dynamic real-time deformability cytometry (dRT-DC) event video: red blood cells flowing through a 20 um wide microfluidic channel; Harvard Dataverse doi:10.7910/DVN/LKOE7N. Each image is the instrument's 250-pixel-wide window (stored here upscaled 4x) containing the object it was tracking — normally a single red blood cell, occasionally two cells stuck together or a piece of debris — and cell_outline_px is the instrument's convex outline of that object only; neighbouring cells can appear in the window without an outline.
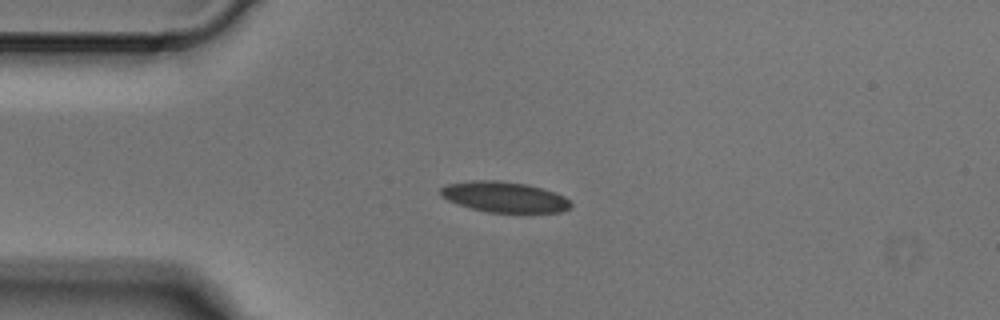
{"species": "Egyptian fruit bat (a non-hibernating species)", "species_latin": "Rousettus aegyptiacus", "temperature_condition": "cold", "stored_images_in_passage": 6, "camera_frame_rate_fps": 3000, "um_per_image_px": 0.085, "animal": {"sex": "male"}, "frame": {"image": 1, "passage_image": 4, "time_ms": 1.0, "image_size_px": [1000, 320], "cell_outline_px": [[572, 204], [568, 208], [560, 212], [488, 212], [472, 208], [448, 200], [440, 196], [440, 188], [448, 184], [472, 180], [496, 180], [528, 184], [564, 196]], "centroid_in_image_um": [42.84, 16.73], "position_along_channel_um": 42.2, "area_um2": 22.89}}
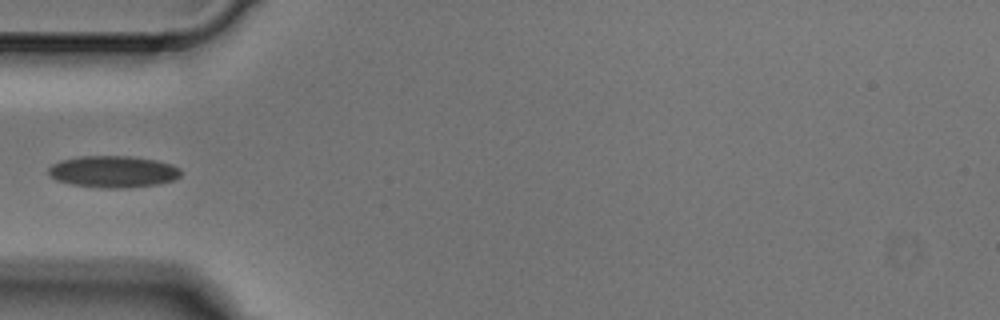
{"frame": {"image": 2, "passage_image": 5, "time_ms": 1.333, "image_size_px": [1000, 320], "cell_outline_px": [[180, 176], [172, 180], [156, 184], [128, 188], [100, 188], [72, 184], [56, 180], [48, 172], [48, 168], [52, 164], [60, 160], [80, 156], [128, 156], [156, 160], [172, 164], [180, 168]], "centroid_in_image_um": [9.6, 14.59], "position_along_channel_um": 75.4, "area_um2": 24.45}}
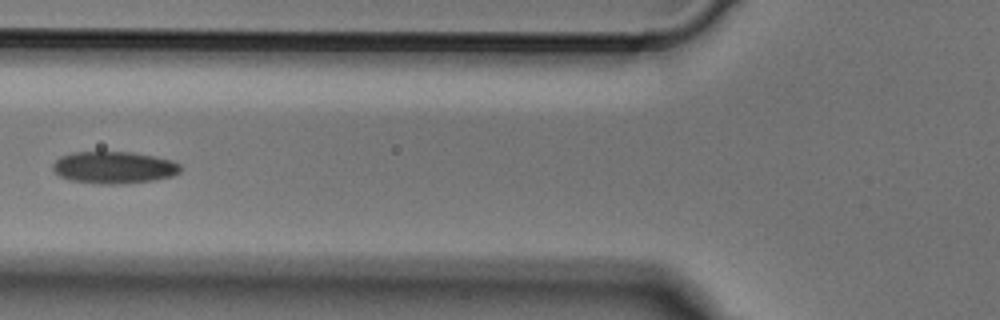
{"frame": {"image": 3, "passage_image": 6, "time_ms": 1.667, "image_size_px": [1000, 320], "cell_outline_px": [[180, 172], [172, 176], [156, 180], [116, 184], [100, 184], [68, 180], [52, 172], [52, 164], [60, 156], [72, 152], [132, 152], [156, 156], [172, 160], [180, 164]], "centroid_in_image_um": [9.66, 14.23], "position_along_channel_um": 116.1, "area_um2": 24.1}}